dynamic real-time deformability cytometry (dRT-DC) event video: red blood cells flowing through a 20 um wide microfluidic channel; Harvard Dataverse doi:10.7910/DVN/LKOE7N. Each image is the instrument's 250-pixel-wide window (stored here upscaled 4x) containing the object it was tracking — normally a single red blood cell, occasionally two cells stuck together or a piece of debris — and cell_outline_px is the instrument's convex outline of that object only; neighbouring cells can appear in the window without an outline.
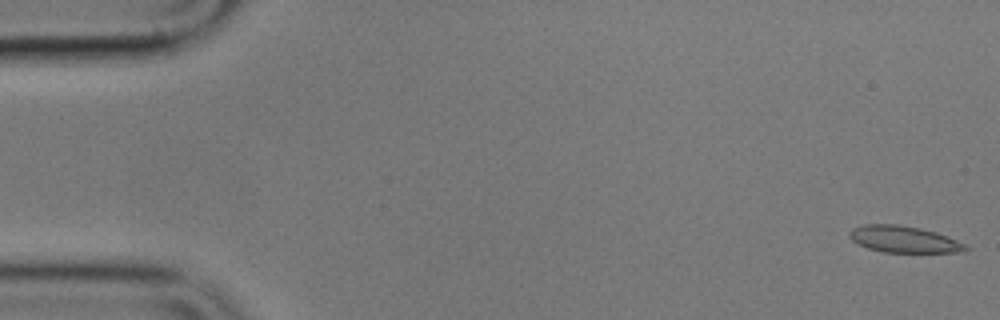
{"species": "common noctule bat (a hibernating species)", "species_latin": "Nyctalus noctula", "temperature_condition": "cold", "stored_images_in_passage": 55, "camera_frame_rate_fps": 3000, "um_per_image_px": 0.085, "animal": {"sex": "male", "body_mass_g": 17.9}, "frame": {"image": 1, "passage_image": 1, "time_ms": 0.0, "image_size_px": [1000, 320], "cell_outline_px": [[972, 248], [960, 252], [884, 252], [868, 248], [852, 240], [848, 236], [848, 232], [852, 228], [864, 224], [896, 224], [920, 228], [936, 232], [948, 236]], "centroid_in_image_um": [76.82, 20.33], "position_along_channel_um": 8.2, "area_um2": 17.98}}
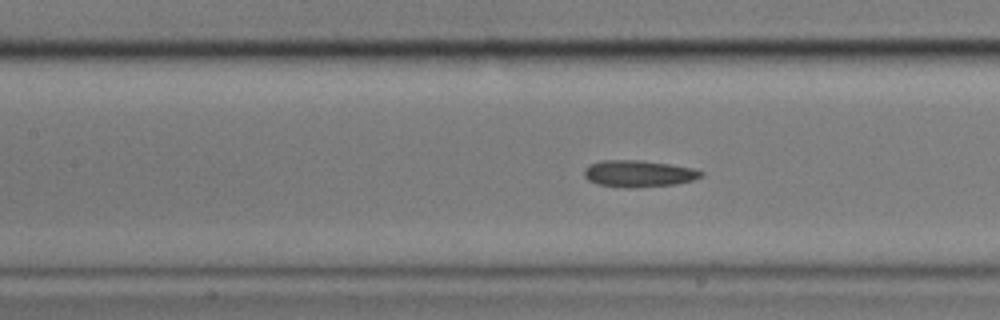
{"frame": {"image": 2, "passage_image": 24, "time_ms": 7.667, "image_size_px": [1000, 320], "cell_outline_px": [[704, 176], [692, 180], [676, 184], [632, 188], [624, 188], [600, 184], [588, 180], [584, 176], [584, 168], [588, 164], [600, 160], [644, 160], [692, 168], [704, 172]], "centroid_in_image_um": [54.26, 14.75], "position_along_channel_um": 153.1, "area_um2": 18.32}}
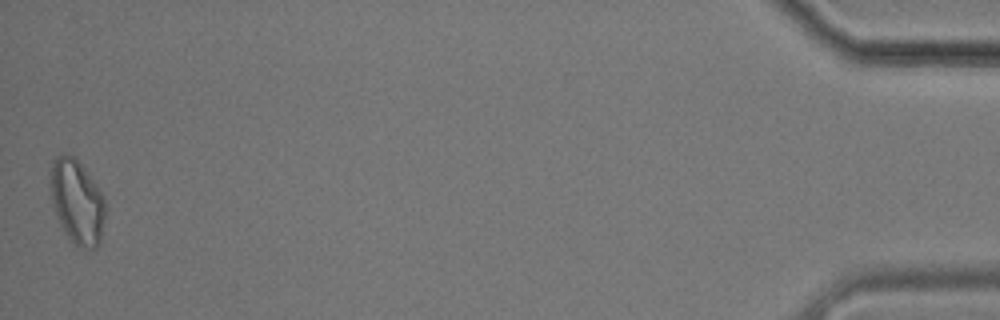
{"frame": {"image": 3, "passage_image": 55, "time_ms": 18.0, "image_size_px": [1000, 320], "cell_outline_px": [[104, 220], [100, 244], [96, 248], [80, 248], [72, 244], [60, 224], [56, 216], [52, 200], [52, 164], [56, 156], [64, 152], [72, 156], [84, 168], [100, 192], [104, 200]], "centroid_in_image_um": [6.55, 17.21], "position_along_channel_um": 428.6, "area_um2": 26.41}, "authors_computed_cell_mechanics": {"area_um2": 18.207, "velocity_mm_per_s": 3.5663, "shape_relaxation_time_tau1_ms": 4.7926, "shape_relaxation_time_tau2_ms": 3.2843, "deformation_change_tau1": 0.1109, "deformation_change_tau2": 0.1046}}